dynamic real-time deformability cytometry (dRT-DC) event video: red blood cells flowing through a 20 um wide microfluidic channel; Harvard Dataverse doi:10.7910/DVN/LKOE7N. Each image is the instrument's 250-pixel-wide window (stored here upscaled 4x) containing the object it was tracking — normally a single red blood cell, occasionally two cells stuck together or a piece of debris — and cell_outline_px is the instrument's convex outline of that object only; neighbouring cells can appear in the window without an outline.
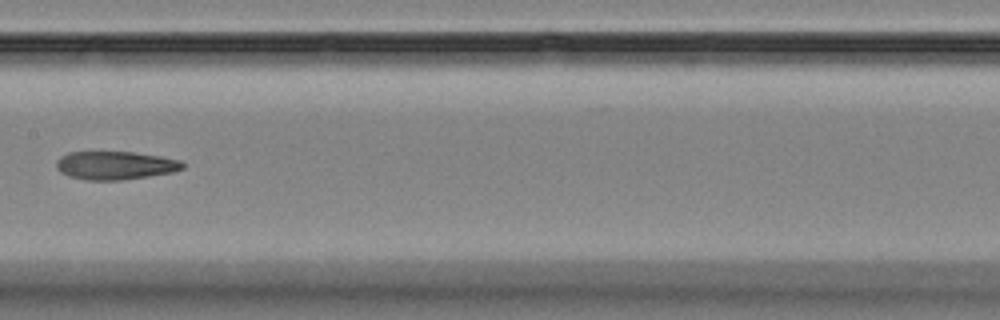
{"species": "Egyptian fruit bat (a non-hibernating species)", "species_latin": "Rousettus aegyptiacus", "temperature_condition": "room temperature", "stored_images_in_passage": 9, "camera_frame_rate_fps": 3000, "um_per_image_px": 0.085, "animal": {"sex": "female"}, "frame": {"image": 1, "passage_image": 8, "time_ms": 8.0, "image_size_px": [1000, 320], "cell_outline_px": [[184, 168], [172, 172], [148, 176], [120, 180], [84, 180], [68, 176], [60, 172], [56, 168], [56, 160], [60, 156], [68, 152], [132, 152], [160, 156], [180, 160], [184, 164]], "centroid_in_image_um": [9.75, 14.06], "position_along_channel_um": 197.6, "area_um2": 20.87}}
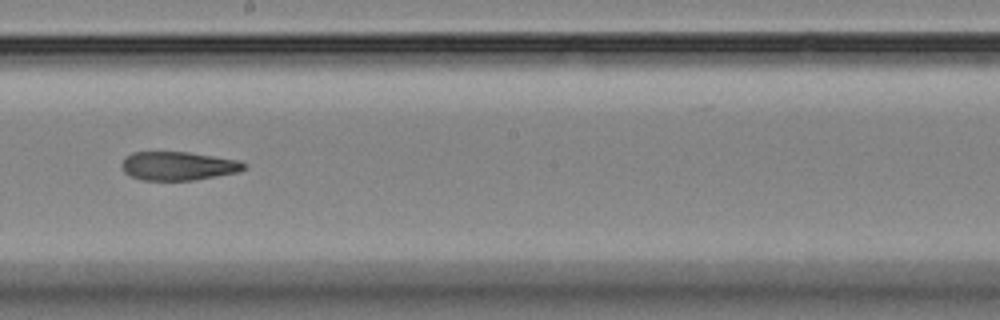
{"frame": {"image": 2, "passage_image": 9, "time_ms": 9.0, "image_size_px": [1000, 320], "cell_outline_px": [[248, 164], [240, 172], [196, 180], [140, 180], [128, 176], [124, 172], [120, 164], [124, 156], [132, 152], [188, 152], [240, 160]], "centroid_in_image_um": [15.13, 14.11], "position_along_channel_um": 233.1, "area_um2": 20.81}}